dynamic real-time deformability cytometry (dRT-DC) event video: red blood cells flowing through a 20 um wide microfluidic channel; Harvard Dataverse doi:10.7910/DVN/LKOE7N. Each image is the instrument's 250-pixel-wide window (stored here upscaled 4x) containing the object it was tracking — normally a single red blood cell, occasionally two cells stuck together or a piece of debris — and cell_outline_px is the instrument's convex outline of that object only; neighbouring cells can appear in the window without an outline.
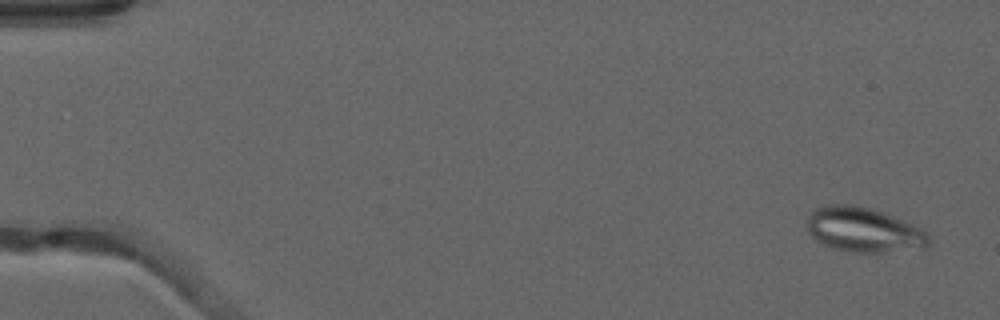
{"species": "common noctule bat (a hibernating species)", "species_latin": "Nyctalus noctula", "temperature_condition": "warm", "stored_images_in_passage": 53, "camera_frame_rate_fps": 3000, "um_per_image_px": 0.085, "animal": {"sex": "male", "forearm_length_mm": 52.5}, "frame": {"image": 1, "passage_image": 3, "time_ms": 0.667, "image_size_px": [1000, 320], "cell_outline_px": [[928, 244], [924, 248], [880, 252], [848, 252], [832, 248], [816, 240], [808, 232], [808, 216], [816, 208], [824, 204], [852, 204], [868, 208], [892, 216], [912, 224], [928, 232]], "centroid_in_image_um": [73.38, 19.54], "position_along_channel_um": 11.6, "area_um2": 31.44}}
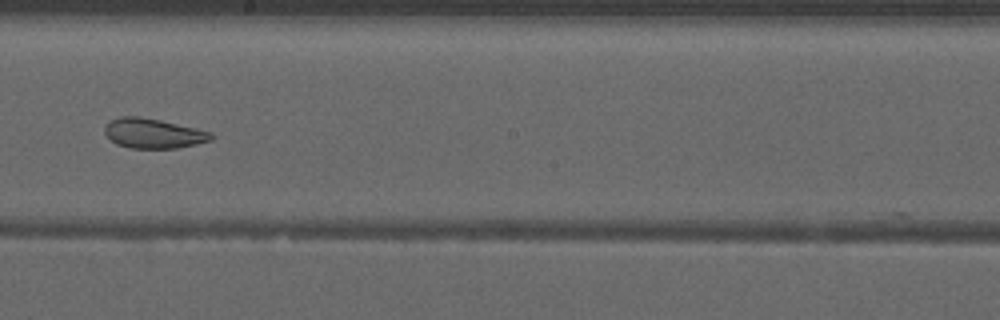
{"frame": {"image": 2, "passage_image": 31, "time_ms": 10.0, "image_size_px": [1000, 320], "cell_outline_px": [[216, 136], [212, 140], [196, 144], [176, 148], [128, 148], [116, 144], [104, 132], [104, 128], [108, 120], [120, 116], [140, 116], [160, 120], [196, 128], [212, 132]], "centroid_in_image_um": [13.03, 11.33], "position_along_channel_um": 235.2, "area_um2": 18.67}}
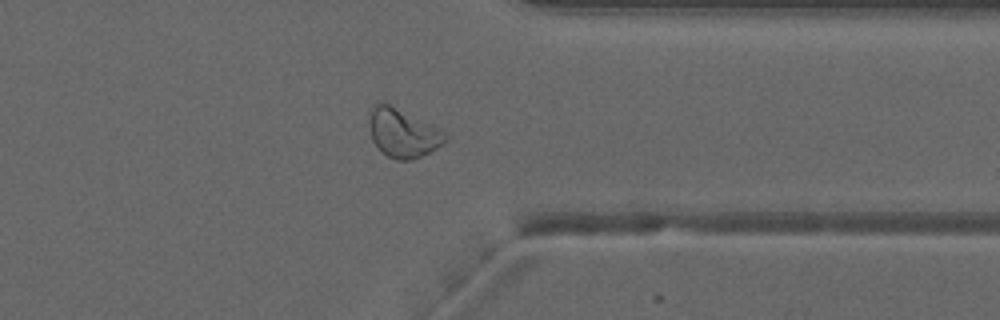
{"frame": {"image": 3, "passage_image": 42, "time_ms": 13.667, "image_size_px": [1000, 320], "cell_outline_px": [[448, 140], [436, 148], [420, 156], [408, 160], [396, 160], [388, 156], [372, 140], [368, 124], [368, 120], [372, 108], [376, 104], [384, 100], [440, 128], [448, 136]], "centroid_in_image_um": [34.24, 11.26], "position_along_channel_um": 377.2, "area_um2": 21.68}, "authors_computed_cell_mechanics": {"area_um2": 25.143, "velocity_mm_per_s": 3.9669, "shape_relaxation_time_tau1_ms": null, "shape_relaxation_time_tau2_ms": 1.8682, "deformation_change_tau1": null, "deformation_change_tau2": 0.0764}}